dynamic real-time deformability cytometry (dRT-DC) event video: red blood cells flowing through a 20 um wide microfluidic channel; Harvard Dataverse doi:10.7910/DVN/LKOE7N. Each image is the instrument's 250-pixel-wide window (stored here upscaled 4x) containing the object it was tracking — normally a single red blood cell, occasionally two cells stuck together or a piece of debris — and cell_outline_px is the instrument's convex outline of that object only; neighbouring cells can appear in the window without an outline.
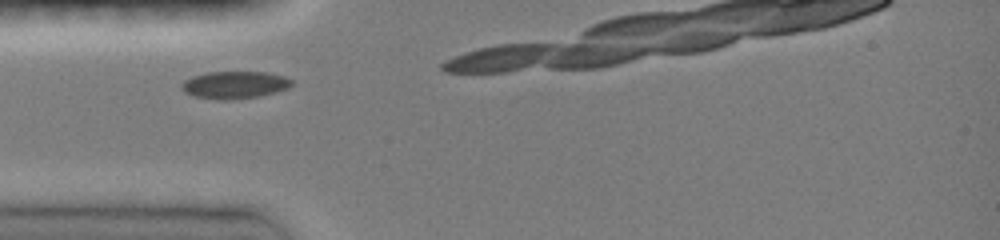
{"species": "common noctule bat (a hibernating species)", "species_latin": "Nyctalus noctula", "temperature_condition": "room temperature", "stored_images_in_passage": 5, "camera_frame_rate_fps": 3000, "um_per_image_px": 0.085, "animal": {"sex": "female", "body_mass_g": 19.0, "forearm_length_mm": 51.5}, "frame": {"image": 1, "passage_image": 2, "time_ms": 0.333, "image_size_px": [1000, 240], "cell_outline_px": [[292, 84], [288, 88], [260, 96], [232, 100], [220, 100], [192, 96], [184, 92], [180, 88], [180, 84], [184, 80], [192, 76], [208, 72], [264, 72], [284, 76], [292, 80]], "centroid_in_image_um": [19.89, 7.22], "position_along_channel_um": 65.1, "area_um2": 17.69}}